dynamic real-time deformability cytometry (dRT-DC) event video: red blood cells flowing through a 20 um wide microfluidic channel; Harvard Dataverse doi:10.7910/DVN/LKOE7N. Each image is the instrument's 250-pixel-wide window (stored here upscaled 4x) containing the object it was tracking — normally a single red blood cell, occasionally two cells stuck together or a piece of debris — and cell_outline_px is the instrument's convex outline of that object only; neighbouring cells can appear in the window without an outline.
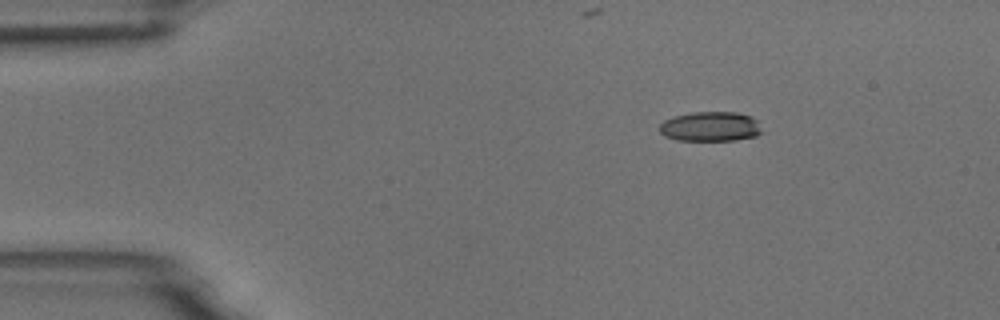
{"species": "common noctule bat (a hibernating species)", "species_latin": "Nyctalus noctula", "temperature_condition": "room temperature", "stored_images_in_passage": 3, "camera_frame_rate_fps": 3000, "um_per_image_px": 0.085, "animal": {"sex": "male", "body_mass_g": 18.8}, "frame": {"image": 1, "passage_image": 1, "time_ms": 0.0, "image_size_px": [1000, 320], "cell_outline_px": [[764, 132], [756, 136], [736, 140], [676, 140], [664, 136], [660, 132], [660, 124], [664, 120], [676, 116], [692, 112], [736, 112], [752, 116], [756, 120]], "centroid_in_image_um": [60.41, 10.76], "position_along_channel_um": 24.6, "area_um2": 17.8}}